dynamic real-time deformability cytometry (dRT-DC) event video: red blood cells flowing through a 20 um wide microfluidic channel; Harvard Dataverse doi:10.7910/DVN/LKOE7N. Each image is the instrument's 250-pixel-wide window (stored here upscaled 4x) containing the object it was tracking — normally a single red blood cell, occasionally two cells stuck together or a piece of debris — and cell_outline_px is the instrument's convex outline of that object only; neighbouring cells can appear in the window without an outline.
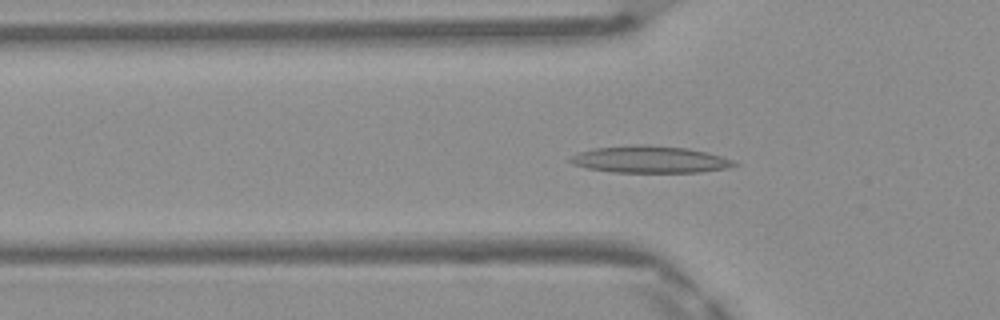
{"species": "Egyptian fruit bat (a non-hibernating species)", "species_latin": "Rousettus aegyptiacus", "temperature_condition": "warm", "stored_images_in_passage": 48, "camera_frame_rate_fps": 3000, "um_per_image_px": 0.085, "frame": {"image": 1, "passage_image": 15, "time_ms": 4.667, "image_size_px": [1000, 320], "cell_outline_px": [[740, 164], [728, 168], [700, 172], [612, 172], [588, 168], [572, 164], [568, 160], [572, 156], [580, 152], [592, 148], [636, 144], [640, 144], [688, 148], [708, 152], [732, 160]], "centroid_in_image_um": [55.25, 13.55], "position_along_channel_um": 70.6, "area_um2": 25.72}}
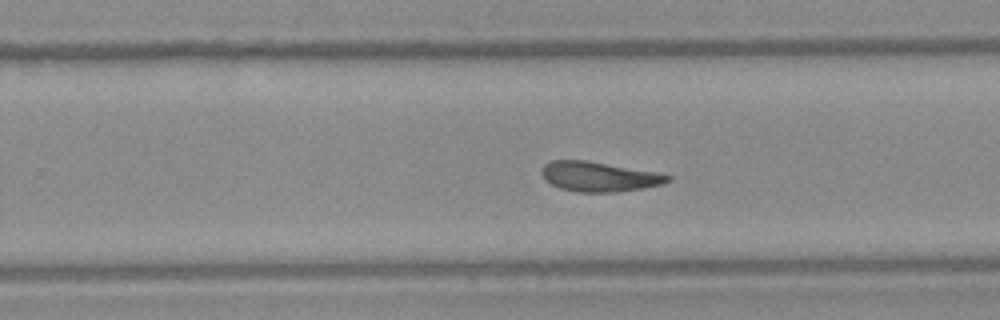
{"frame": {"image": 2, "passage_image": 30, "time_ms": 9.667, "image_size_px": [1000, 320], "cell_outline_px": [[672, 180], [664, 184], [644, 188], [616, 192], [580, 192], [560, 188], [544, 180], [540, 172], [544, 164], [552, 160], [588, 160], [656, 172], [672, 176]], "centroid_in_image_um": [50.93, 15.01], "position_along_channel_um": 278.9, "area_um2": 22.08}}
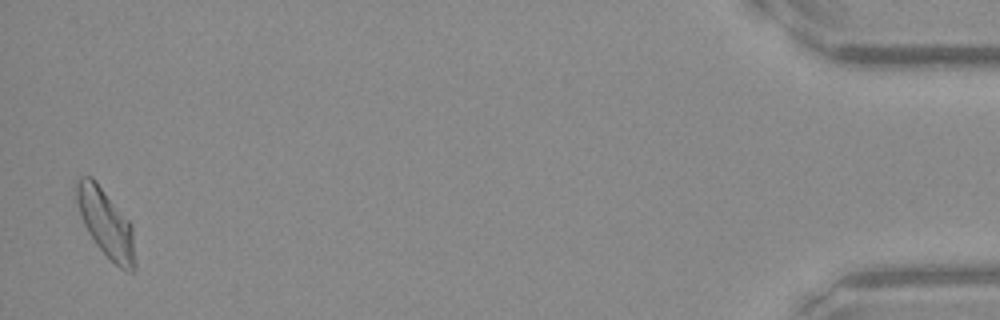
{"frame": {"image": 3, "passage_image": 47, "time_ms": 15.333, "image_size_px": [1000, 320], "cell_outline_px": [[136, 268], [132, 272], [124, 272], [96, 244], [88, 232], [84, 224], [76, 200], [76, 180], [80, 176], [92, 176], [96, 180], [132, 224], [136, 264]], "centroid_in_image_um": [9.02, 18.97], "position_along_channel_um": 426.2, "area_um2": 23.18}, "authors_computed_cell_mechanics": {"area_um2": 22.7443, "velocity_mm_per_s": 4.1574, "shape_relaxation_time_tau1_ms": null, "shape_relaxation_time_tau2_ms": 3.3778, "deformation_change_tau1": null, "deformation_change_tau2": 0.1211}}